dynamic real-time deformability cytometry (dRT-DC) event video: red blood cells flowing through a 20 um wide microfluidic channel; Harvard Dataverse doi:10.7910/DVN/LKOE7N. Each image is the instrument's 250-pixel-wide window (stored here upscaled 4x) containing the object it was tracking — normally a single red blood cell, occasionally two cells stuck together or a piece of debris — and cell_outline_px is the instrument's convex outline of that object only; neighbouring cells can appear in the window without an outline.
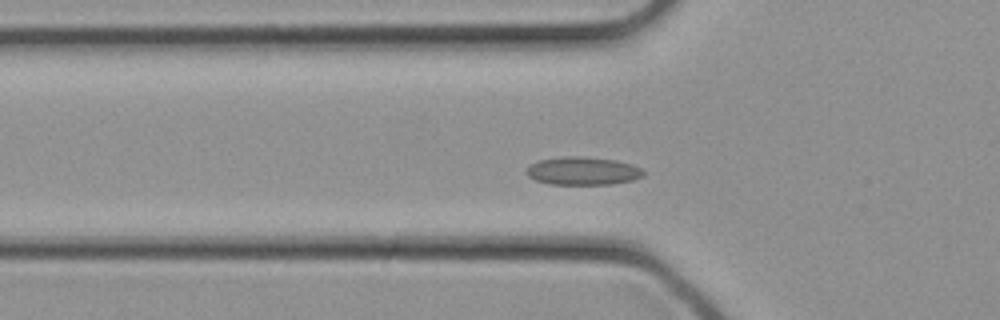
{"species": "common noctule bat (a hibernating species)", "species_latin": "Nyctalus noctula", "temperature_condition": "cold", "stored_images_in_passage": 16, "camera_frame_rate_fps": 3000, "um_per_image_px": 0.085, "animal": {"sex": "female", "body_mass_g": 21.9}, "frame": {"image": 1, "passage_image": 7, "time_ms": 2.0, "image_size_px": [1000, 320], "cell_outline_px": [[644, 176], [632, 180], [612, 184], [548, 184], [536, 180], [528, 176], [524, 172], [536, 160], [564, 156], [580, 156], [616, 160], [632, 164], [640, 168], [644, 172]], "centroid_in_image_um": [49.52, 14.52], "position_along_channel_um": 76.3, "area_um2": 19.19}}
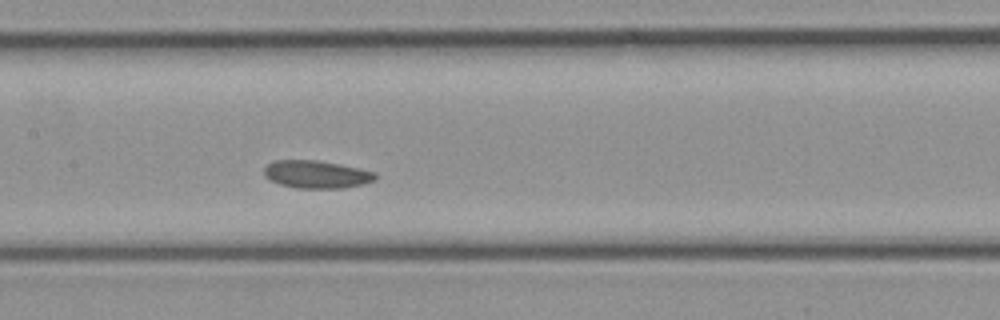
{"frame": {"image": 2, "passage_image": 12, "time_ms": 3.667, "image_size_px": [1000, 320], "cell_outline_px": [[376, 180], [364, 184], [344, 188], [296, 188], [280, 184], [264, 176], [264, 168], [272, 160], [316, 160], [340, 164], [360, 168], [376, 172]], "centroid_in_image_um": [26.93, 14.82], "position_along_channel_um": 180.5, "area_um2": 18.09}}
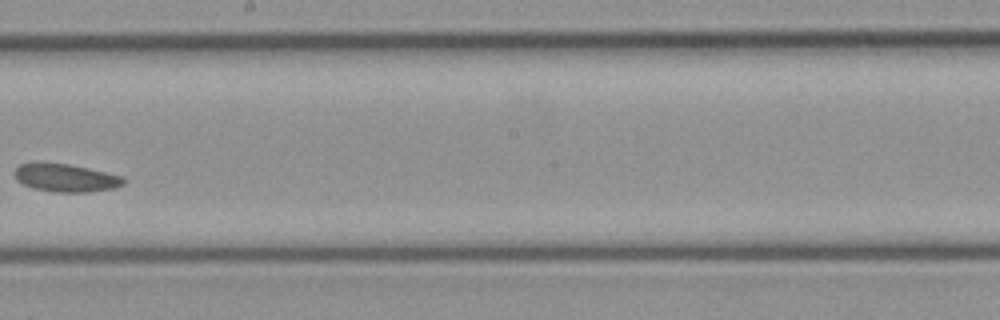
{"frame": {"image": 3, "passage_image": 15, "time_ms": 4.667, "image_size_px": [1000, 320], "cell_outline_px": [[128, 180], [124, 184], [116, 188], [88, 192], [52, 192], [32, 188], [16, 180], [12, 172], [20, 164], [68, 164], [88, 168], [124, 176]], "centroid_in_image_um": [5.64, 15.14], "position_along_channel_um": 242.6, "area_um2": 17.74}}